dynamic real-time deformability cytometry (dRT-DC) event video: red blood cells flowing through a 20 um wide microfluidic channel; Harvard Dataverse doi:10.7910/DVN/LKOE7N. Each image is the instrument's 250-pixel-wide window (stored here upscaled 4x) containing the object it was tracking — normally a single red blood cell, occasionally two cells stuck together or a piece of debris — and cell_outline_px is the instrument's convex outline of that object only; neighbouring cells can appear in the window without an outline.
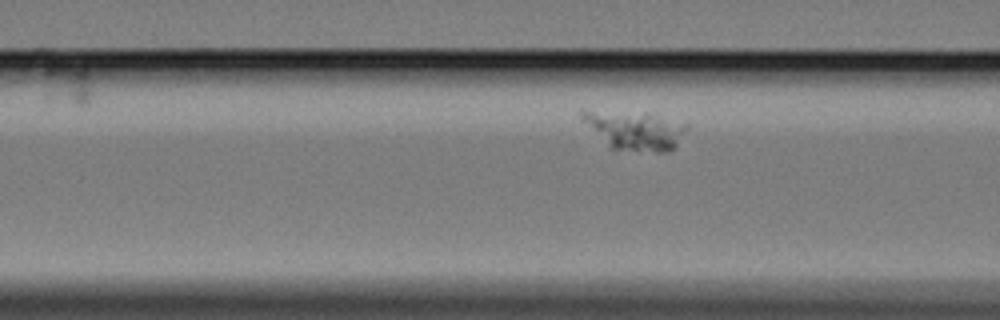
{"species": "Egyptian fruit bat (a non-hibernating species)", "species_latin": "Rousettus aegyptiacus", "temperature_condition": "cold", "stored_images_in_passage": 5, "segment_of_instrument_passage": [2, 2], "camera_frame_rate_fps": 3000, "um_per_image_px": 0.085, "animal": {"sex": "female"}, "frame": {"image": 1, "passage_image": 5, "time_ms": 5.667, "image_size_px": [1000, 320], "cell_outline_px": [[688, 128], [676, 148], [668, 152], [656, 152], [612, 148], [580, 116], [580, 112], [648, 112], [688, 124]], "centroid_in_image_um": [54.13, 11.08], "position_along_channel_um": 112.5, "area_um2": 22.89}}